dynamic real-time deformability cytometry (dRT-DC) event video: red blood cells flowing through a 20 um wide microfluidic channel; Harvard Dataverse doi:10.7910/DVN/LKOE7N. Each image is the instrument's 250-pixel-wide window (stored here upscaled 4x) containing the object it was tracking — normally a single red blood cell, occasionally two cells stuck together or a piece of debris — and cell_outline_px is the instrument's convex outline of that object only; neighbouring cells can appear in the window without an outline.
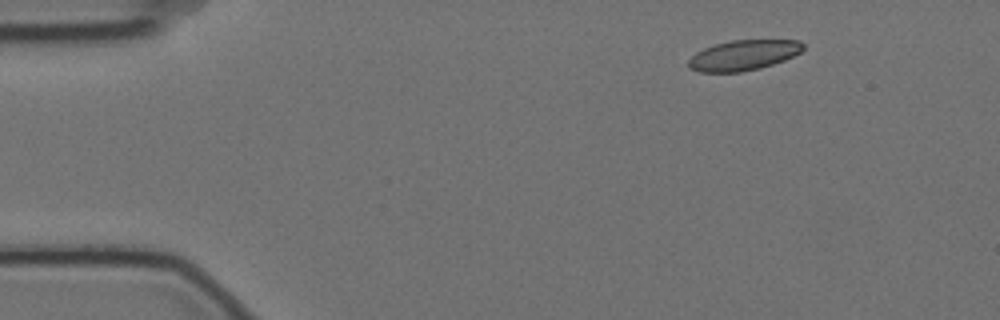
{"species": "Egyptian fruit bat (a non-hibernating species)", "species_latin": "Rousettus aegyptiacus", "temperature_condition": "cold", "stored_images_in_passage": 4, "camera_frame_rate_fps": 3000, "um_per_image_px": 0.085, "animal": {"sex": "female"}, "frame": {"image": 1, "passage_image": 1, "time_ms": 0.0, "image_size_px": [1000, 320], "cell_outline_px": [[804, 48], [800, 52], [784, 60], [760, 68], [740, 72], [700, 72], [688, 68], [688, 60], [696, 52], [704, 48], [716, 44], [732, 40], [800, 40], [804, 44]], "centroid_in_image_um": [63.18, 4.69], "position_along_channel_um": 21.8, "area_um2": 20.17}}
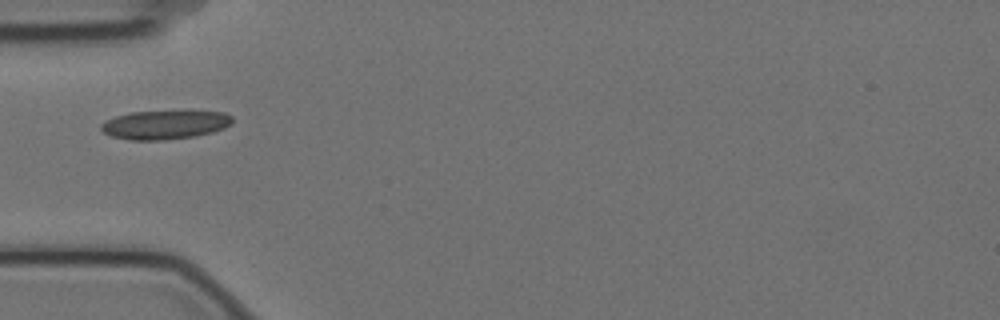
{"frame": {"image": 2, "passage_image": 4, "time_ms": 1.0, "image_size_px": [1000, 320], "cell_outline_px": [[232, 124], [224, 128], [212, 132], [192, 136], [164, 140], [132, 140], [112, 136], [104, 132], [100, 128], [100, 124], [116, 116], [132, 112], [188, 108], [224, 112], [232, 116]], "centroid_in_image_um": [14.1, 10.54], "position_along_channel_um": 70.9, "area_um2": 22.89}}